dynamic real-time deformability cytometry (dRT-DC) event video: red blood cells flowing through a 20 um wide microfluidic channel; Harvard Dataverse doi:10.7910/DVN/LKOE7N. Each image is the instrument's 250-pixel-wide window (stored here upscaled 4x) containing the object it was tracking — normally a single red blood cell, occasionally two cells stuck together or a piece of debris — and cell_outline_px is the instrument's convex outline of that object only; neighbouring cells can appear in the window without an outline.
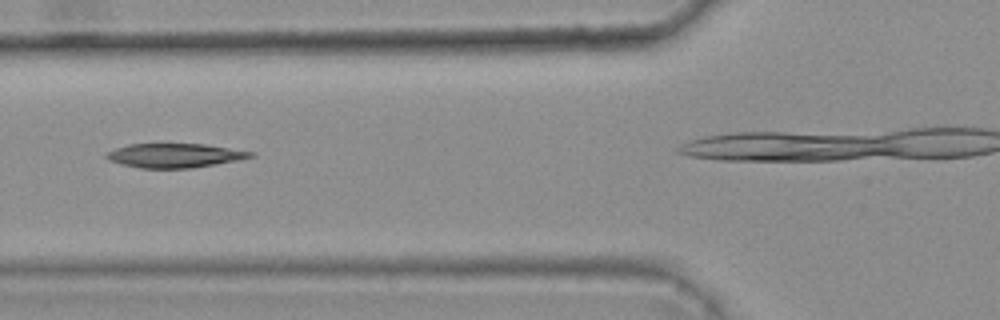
{"species": "common noctule bat (a hibernating species)", "species_latin": "Nyctalus noctula", "temperature_condition": "warm", "stored_images_in_passage": 6, "camera_frame_rate_fps": 3000, "um_per_image_px": 0.085, "animal": {"sex": "female", "body_mass_g": 25.1}, "frame": {"image": 1, "passage_image": 2, "time_ms": 0.333, "image_size_px": [1000, 320], "cell_outline_px": [[256, 156], [216, 164], [192, 168], [140, 168], [108, 160], [104, 156], [108, 152], [116, 148], [128, 144], [204, 144], [256, 152]], "centroid_in_image_um": [14.87, 13.21], "position_along_channel_um": 110.9, "area_um2": 20.17}}